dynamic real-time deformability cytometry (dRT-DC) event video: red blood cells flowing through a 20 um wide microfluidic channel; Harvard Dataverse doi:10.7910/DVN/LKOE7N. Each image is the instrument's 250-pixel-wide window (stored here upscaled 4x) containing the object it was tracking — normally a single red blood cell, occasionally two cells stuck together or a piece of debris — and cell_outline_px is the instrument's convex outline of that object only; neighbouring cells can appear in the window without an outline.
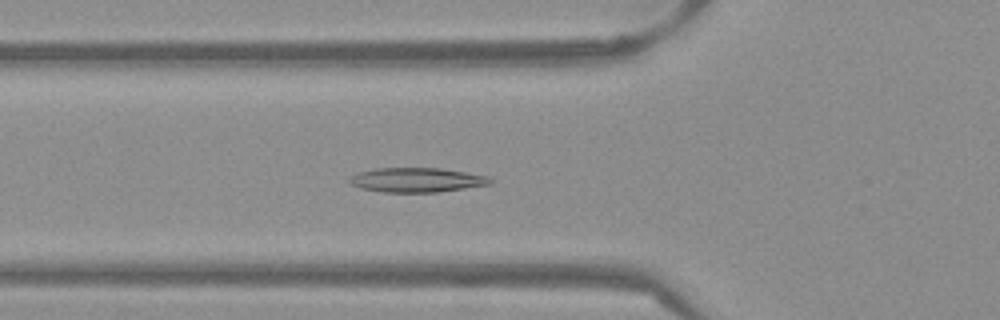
{"species": "Egyptian fruit bat (a non-hibernating species)", "species_latin": "Rousettus aegyptiacus", "temperature_condition": "warm", "stored_images_in_passage": 53, "camera_frame_rate_fps": 3000, "um_per_image_px": 0.085, "frame": {"image": 1, "passage_image": 19, "time_ms": 6.0, "image_size_px": [1000, 320], "cell_outline_px": [[492, 184], [440, 192], [384, 192], [360, 188], [348, 184], [348, 180], [356, 172], [376, 168], [440, 168], [488, 176], [492, 180]], "centroid_in_image_um": [35.39, 15.3], "position_along_channel_um": 90.4, "area_um2": 20.17}}
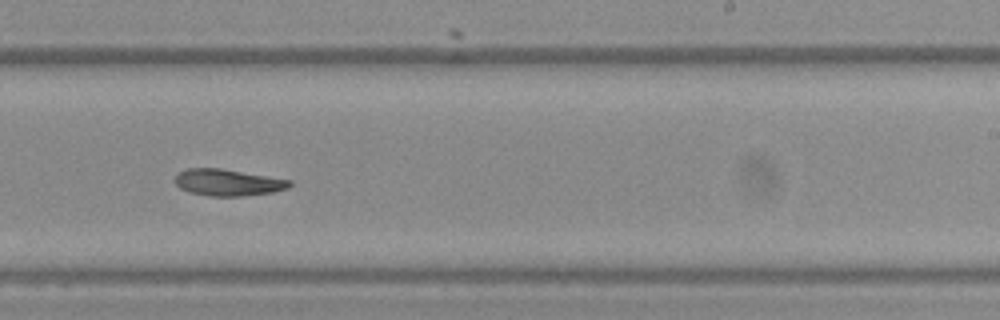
{"frame": {"image": 2, "passage_image": 33, "time_ms": 10.667, "image_size_px": [1000, 320], "cell_outline_px": [[292, 184], [288, 188], [272, 192], [240, 196], [208, 196], [188, 192], [180, 188], [172, 180], [184, 168], [220, 168], [292, 180]], "centroid_in_image_um": [19.34, 15.51], "position_along_channel_um": 269.7, "area_um2": 17.86}}
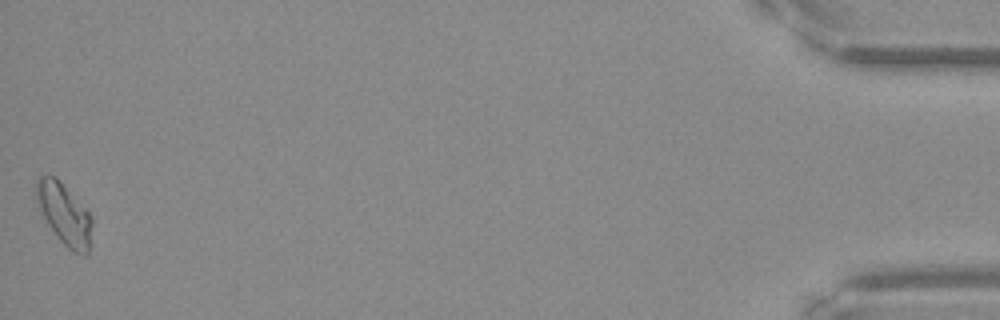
{"frame": {"image": 3, "passage_image": 53, "time_ms": 17.333, "image_size_px": [1000, 320], "cell_outline_px": [[92, 224], [88, 252], [84, 256], [72, 252], [56, 236], [48, 224], [36, 200], [36, 180], [40, 176], [56, 176], [60, 180], [88, 212], [92, 220]], "centroid_in_image_um": [5.47, 18.2], "position_along_channel_um": 429.7, "area_um2": 19.59}}